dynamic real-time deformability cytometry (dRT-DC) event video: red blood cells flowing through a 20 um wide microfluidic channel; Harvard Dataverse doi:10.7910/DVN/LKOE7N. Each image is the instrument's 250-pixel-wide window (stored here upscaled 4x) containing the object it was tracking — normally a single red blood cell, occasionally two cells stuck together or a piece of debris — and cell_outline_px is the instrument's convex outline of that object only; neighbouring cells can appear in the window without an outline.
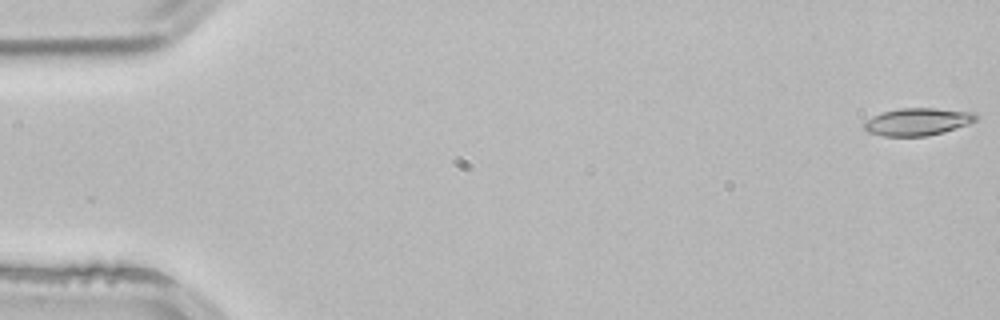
{"species": "common noctule bat (a hibernating species)", "species_latin": "Nyctalus noctula", "temperature_condition": "room temperature", "stored_images_in_passage": 3, "camera_frame_rate_fps": 3000, "um_per_image_px": 0.085, "animal": {"sex": "male", "body_mass_g": 21.5, "forearm_length_mm": 52.0}, "frame": {"image": 1, "passage_image": 3, "time_ms": 0.667, "image_size_px": [1000, 320], "cell_outline_px": [[976, 120], [968, 124], [944, 132], [928, 136], [884, 136], [868, 132], [864, 128], [864, 120], [872, 116], [884, 112], [900, 108], [936, 108], [972, 112], [976, 116]], "centroid_in_image_um": [77.96, 10.35], "position_along_channel_um": 7.0, "area_um2": 17.8}}